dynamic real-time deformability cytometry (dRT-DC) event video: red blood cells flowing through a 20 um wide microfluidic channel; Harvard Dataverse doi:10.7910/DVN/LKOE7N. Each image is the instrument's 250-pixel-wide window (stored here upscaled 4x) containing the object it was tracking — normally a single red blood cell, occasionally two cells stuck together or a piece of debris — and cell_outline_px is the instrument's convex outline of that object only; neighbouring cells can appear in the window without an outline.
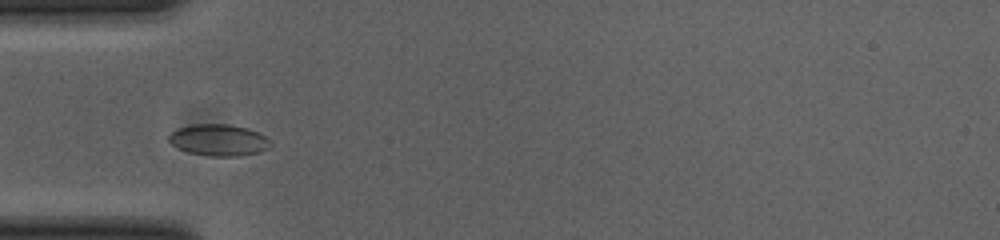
{"species": "common noctule bat (a hibernating species)", "species_latin": "Nyctalus noctula", "temperature_condition": "cold", "stored_images_in_passage": 41, "camera_frame_rate_fps": 3000, "um_per_image_px": 0.085, "animal": {"sex": "female", "body_mass_g": 23.0, "forearm_length_mm": 53.4}, "frame": {"image": 1, "passage_image": 5, "time_ms": 1.333, "image_size_px": [1000, 240], "cell_outline_px": [[272, 144], [268, 148], [260, 152], [240, 156], [208, 156], [188, 152], [172, 144], [168, 140], [168, 136], [176, 128], [192, 124], [228, 124], [248, 128], [264, 136]], "centroid_in_image_um": [18.57, 11.9], "position_along_channel_um": 66.4, "area_um2": 18.67}}
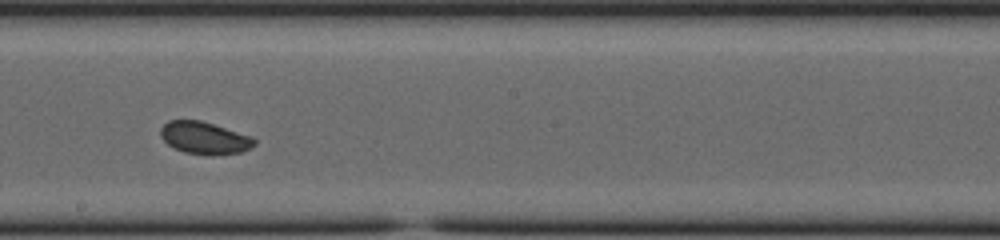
{"frame": {"image": 2, "passage_image": 18, "time_ms": 5.667, "image_size_px": [1000, 240], "cell_outline_px": [[256, 144], [240, 152], [212, 156], [184, 152], [168, 144], [160, 136], [160, 128], [168, 120], [200, 120], [252, 136], [256, 140]], "centroid_in_image_um": [17.37, 11.72], "position_along_channel_um": 230.8, "area_um2": 17.63}}
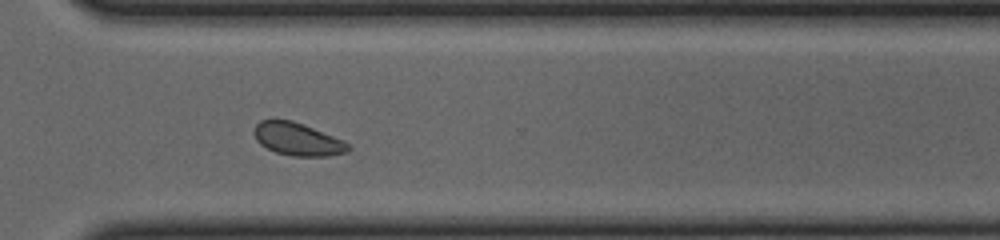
{"frame": {"image": 3, "passage_image": 27, "time_ms": 8.667, "image_size_px": [1000, 240], "cell_outline_px": [[352, 148], [348, 152], [328, 156], [292, 156], [276, 152], [260, 144], [256, 140], [252, 132], [256, 124], [260, 120], [292, 120], [304, 124], [344, 140]], "centroid_in_image_um": [25.3, 11.83], "position_along_channel_um": 345.3, "area_um2": 18.09}, "authors_computed_cell_mechanics": {"area_um2": 17.7446, "velocity_mm_per_s": 3.8045, "shape_relaxation_time_tau1_ms": 3.0444, "shape_relaxation_time_tau2_ms": null, "deformation_change_tau1": 0.0387, "deformation_change_tau2": null}}